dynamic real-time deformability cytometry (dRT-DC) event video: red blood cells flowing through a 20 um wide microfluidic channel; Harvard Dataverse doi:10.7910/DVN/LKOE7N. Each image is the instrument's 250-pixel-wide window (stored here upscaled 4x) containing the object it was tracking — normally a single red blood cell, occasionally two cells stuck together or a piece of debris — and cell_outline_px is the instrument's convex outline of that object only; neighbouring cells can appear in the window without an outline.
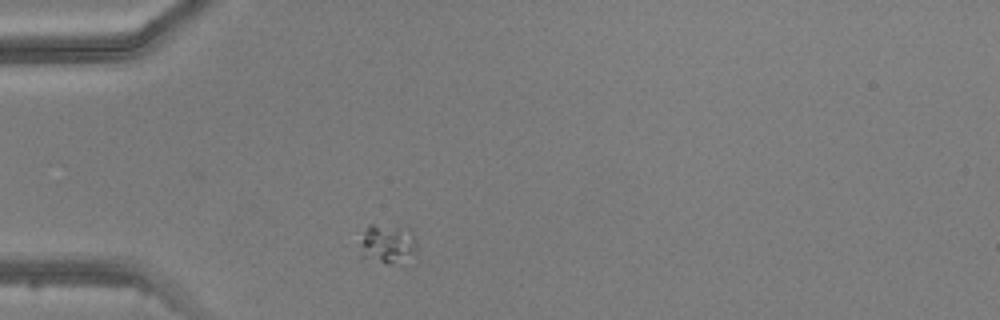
{"species": "common noctule bat (a hibernating species)", "species_latin": "Nyctalus noctula", "temperature_condition": "warm", "stored_images_in_passage": 1, "camera_frame_rate_fps": 3000, "um_per_image_px": 0.085, "animal": {"sex": "male", "body_mass_g": 20.5, "forearm_length_mm": 52.5}, "frame": {"image": 1, "passage_image": 1, "time_ms": 0.0, "image_size_px": [1000, 320], "cell_outline_px": [[416, 252], [388, 264], [360, 260], [360, 244], [364, 232], [368, 224], [408, 224], [412, 228], [416, 236]], "centroid_in_image_um": [32.92, 20.65], "position_along_channel_um": 52.1, "area_um2": 13.76}}